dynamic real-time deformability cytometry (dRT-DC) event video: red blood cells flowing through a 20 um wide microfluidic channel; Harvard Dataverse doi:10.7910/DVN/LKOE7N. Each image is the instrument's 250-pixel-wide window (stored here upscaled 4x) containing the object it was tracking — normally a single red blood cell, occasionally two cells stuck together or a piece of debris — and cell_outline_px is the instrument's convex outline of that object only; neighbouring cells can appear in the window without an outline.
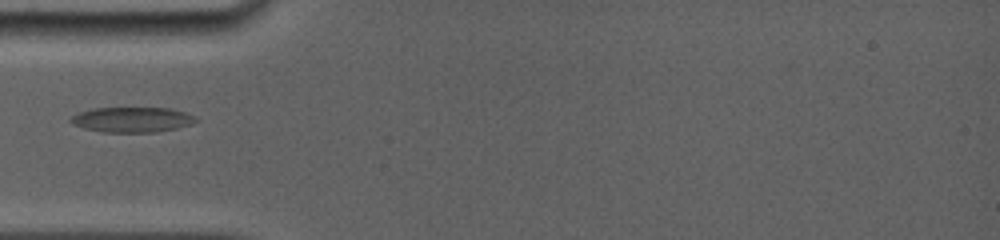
{"species": "common noctule bat (a hibernating species)", "species_latin": "Nyctalus noctula", "temperature_condition": "room temperature", "stored_images_in_passage": 6, "camera_frame_rate_fps": 5000, "um_per_image_px": 0.085, "animal": {"sex": "female", "body_mass_g": 19.0, "forearm_length_mm": 56.7}, "frame": {"image": 1, "passage_image": 1, "time_ms": 0.0, "image_size_px": [1000, 240], "cell_outline_px": [[200, 120], [192, 124], [176, 128], [156, 132], [100, 132], [84, 128], [72, 124], [68, 120], [72, 116], [80, 112], [92, 108], [172, 108], [196, 116]], "centroid_in_image_um": [11.24, 10.17], "position_along_channel_um": 73.8, "area_um2": 18.5}}
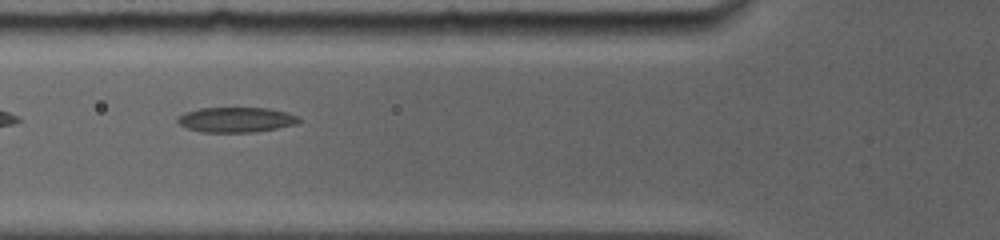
{"frame": {"image": 2, "passage_image": 2, "time_ms": 0.8, "image_size_px": [1000, 240], "cell_outline_px": [[300, 120], [296, 124], [256, 132], [200, 132], [188, 128], [180, 124], [176, 120], [176, 116], [184, 112], [200, 108], [268, 108], [284, 112], [296, 116]], "centroid_in_image_um": [20.0, 10.18], "position_along_channel_um": 105.8, "area_um2": 17.63}}
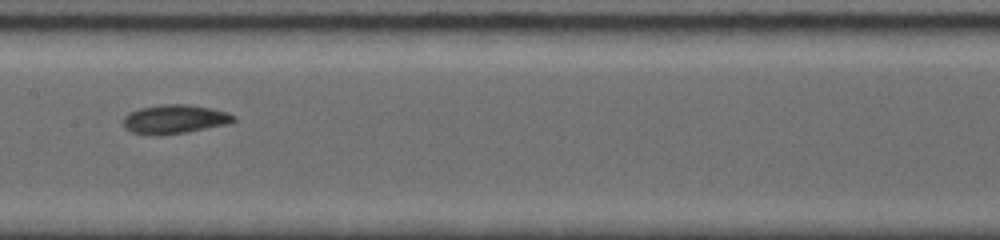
{"frame": {"image": 3, "passage_image": 5, "time_ms": 3.0, "image_size_px": [1000, 240], "cell_outline_px": [[236, 120], [228, 124], [188, 132], [156, 136], [132, 132], [124, 128], [124, 116], [128, 112], [140, 108], [164, 104], [188, 104], [212, 108], [228, 112], [236, 116]], "centroid_in_image_um": [14.86, 10.13], "position_along_channel_um": 192.5, "area_um2": 18.84}}